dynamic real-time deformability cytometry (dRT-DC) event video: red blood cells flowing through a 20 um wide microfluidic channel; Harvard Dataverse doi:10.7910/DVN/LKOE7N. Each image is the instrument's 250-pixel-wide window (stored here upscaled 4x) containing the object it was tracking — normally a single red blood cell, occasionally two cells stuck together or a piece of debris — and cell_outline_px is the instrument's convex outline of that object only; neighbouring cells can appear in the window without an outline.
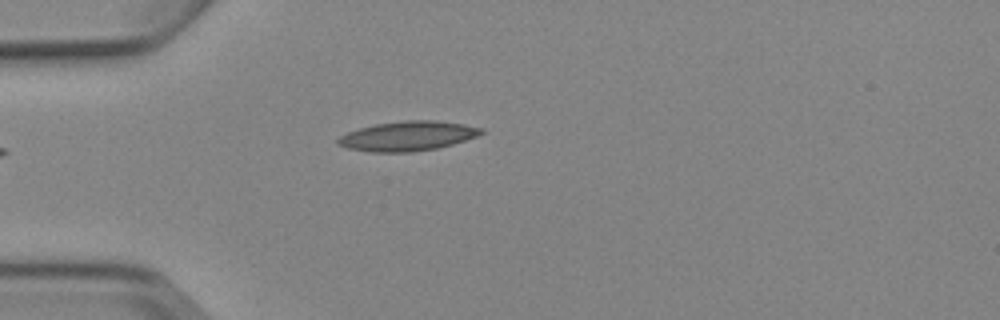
{"species": "Egyptian fruit bat (a non-hibernating species)", "species_latin": "Rousettus aegyptiacus", "temperature_condition": "cold", "stored_images_in_passage": 1, "camera_frame_rate_fps": 3000, "um_per_image_px": 0.085, "animal": {"sex": "female"}, "frame": {"image": 1, "passage_image": 1, "time_ms": 0.0, "image_size_px": [1000, 320], "cell_outline_px": [[484, 132], [476, 136], [452, 144], [436, 148], [412, 152], [372, 152], [348, 148], [336, 144], [336, 140], [340, 136], [348, 132], [360, 128], [376, 124], [404, 120], [436, 120], [464, 124], [484, 128]], "centroid_in_image_um": [34.65, 11.56], "position_along_channel_um": 50.4, "area_um2": 24.62}}